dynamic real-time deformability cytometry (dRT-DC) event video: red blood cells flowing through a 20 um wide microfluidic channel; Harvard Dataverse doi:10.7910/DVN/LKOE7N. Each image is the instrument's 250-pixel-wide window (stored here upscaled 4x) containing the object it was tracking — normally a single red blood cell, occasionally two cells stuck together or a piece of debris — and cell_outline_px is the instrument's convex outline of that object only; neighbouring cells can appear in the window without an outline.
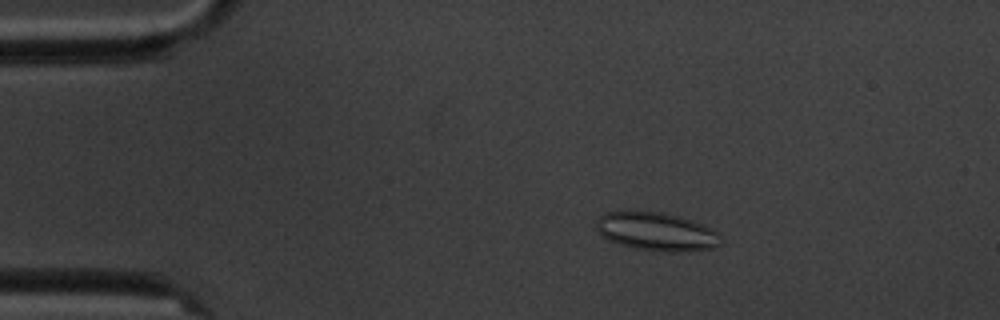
{"species": "common noctule bat (a hibernating species)", "species_latin": "Nyctalus noctula", "temperature_condition": "cold", "stored_images_in_passage": 4, "camera_frame_rate_fps": 3000, "um_per_image_px": 0.085, "animal": {"sex": "male", "body_mass_g": 20.1, "forearm_length_mm": 53.5}, "frame": {"image": 1, "passage_image": 1, "time_ms": 0.0, "image_size_px": [1000, 320], "cell_outline_px": [[724, 240], [720, 244], [712, 248], [688, 252], [668, 252], [636, 248], [620, 244], [608, 240], [596, 228], [596, 220], [604, 212], [660, 212], [680, 216], [700, 224], [716, 232]], "centroid_in_image_um": [55.82, 19.7], "position_along_channel_um": 29.2, "area_um2": 27.51}}
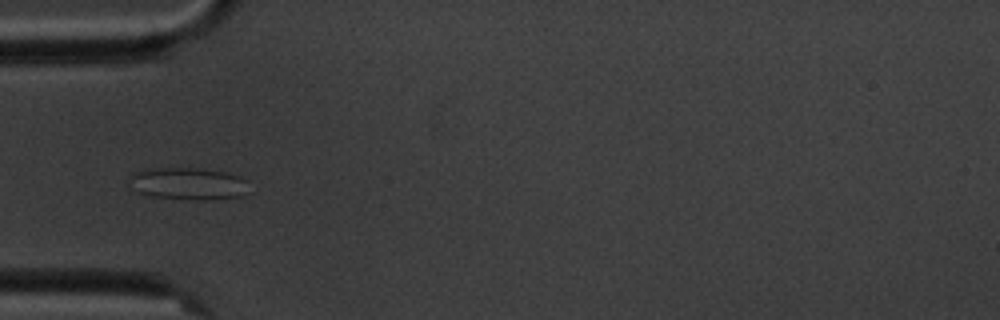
{"frame": {"image": 2, "passage_image": 3, "time_ms": 2.667, "image_size_px": [1000, 320], "cell_outline_px": [[248, 192], [244, 196], [208, 200], [200, 200], [148, 196], [132, 188], [132, 172], [144, 168], [192, 168], [224, 172], [240, 176], [248, 180]], "centroid_in_image_um": [16.04, 15.61], "position_along_channel_um": 69.0, "area_um2": 22.54}}
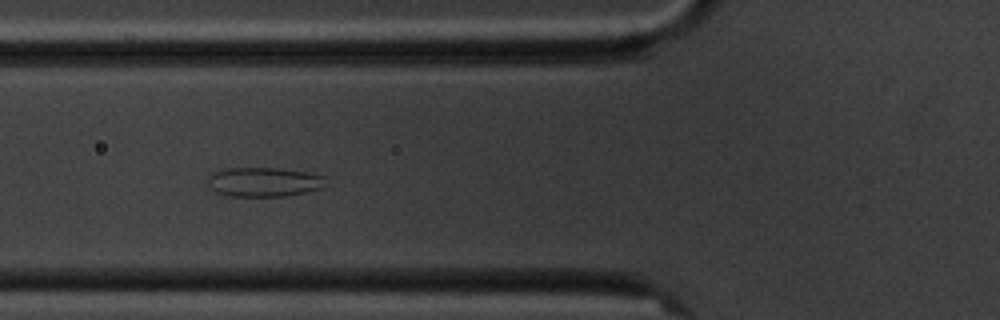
{"frame": {"image": 3, "passage_image": 4, "time_ms": 3.667, "image_size_px": [1000, 320], "cell_outline_px": [[324, 176], [320, 188], [288, 196], [228, 196], [216, 192], [212, 188], [208, 180], [212, 172], [228, 168], [280, 168], [304, 172]], "centroid_in_image_um": [22.37, 15.47], "position_along_channel_um": 103.4, "area_um2": 19.77}}